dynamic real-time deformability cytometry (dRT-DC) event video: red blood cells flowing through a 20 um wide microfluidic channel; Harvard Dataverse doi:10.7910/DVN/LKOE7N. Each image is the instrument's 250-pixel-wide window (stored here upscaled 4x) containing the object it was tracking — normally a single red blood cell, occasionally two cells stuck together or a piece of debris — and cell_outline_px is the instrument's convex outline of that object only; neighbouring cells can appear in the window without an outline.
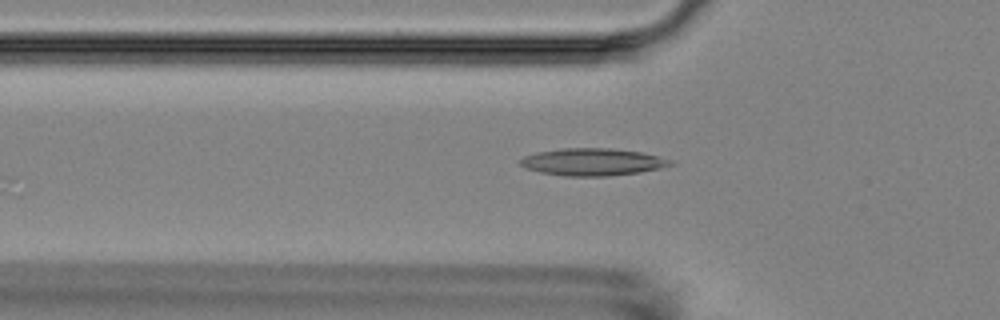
{"species": "Egyptian fruit bat (a non-hibernating species)", "species_latin": "Rousettus aegyptiacus", "temperature_condition": "room temperature", "stored_images_in_passage": 5, "camera_frame_rate_fps": 3000, "um_per_image_px": 0.085, "animal": {"sex": "female"}, "frame": {"image": 1, "passage_image": 5, "time_ms": 5.0, "image_size_px": [1000, 320], "cell_outline_px": [[676, 164], [660, 168], [640, 172], [608, 176], [564, 176], [540, 172], [524, 168], [520, 164], [520, 160], [524, 156], [536, 152], [560, 148], [612, 148], [640, 152], [672, 160]], "centroid_in_image_um": [50.35, 13.76], "position_along_channel_um": 75.5, "area_um2": 23.93}}